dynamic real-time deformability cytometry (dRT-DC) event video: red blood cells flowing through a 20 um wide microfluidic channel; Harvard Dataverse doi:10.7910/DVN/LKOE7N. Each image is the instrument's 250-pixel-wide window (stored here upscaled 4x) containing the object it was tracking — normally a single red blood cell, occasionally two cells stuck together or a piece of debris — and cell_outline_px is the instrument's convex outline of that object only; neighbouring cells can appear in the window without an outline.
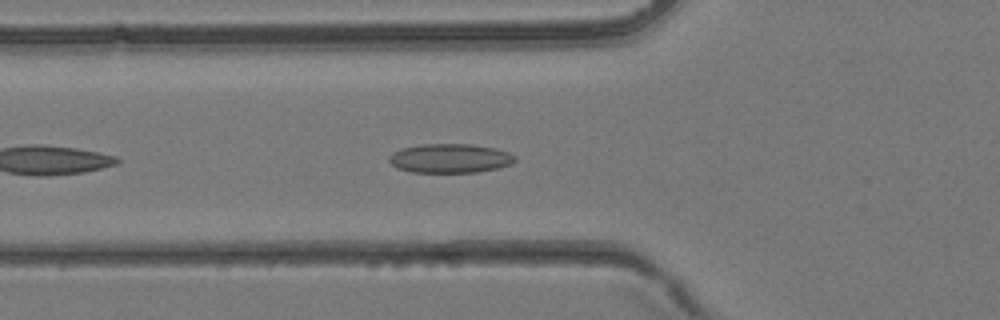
{"species": "common noctule bat (a hibernating species)", "species_latin": "Nyctalus noctula", "temperature_condition": "room temperature", "stored_images_in_passage": 9, "camera_frame_rate_fps": 3000, "um_per_image_px": 0.085, "animal": {"sex": "female", "body_mass_g": 24.6, "forearm_length_mm": 56.2}, "frame": {"image": 1, "passage_image": 4, "time_ms": 1.0, "image_size_px": [1000, 320], "cell_outline_px": [[516, 160], [512, 164], [496, 168], [476, 172], [412, 172], [396, 168], [388, 160], [388, 156], [392, 152], [400, 148], [420, 144], [472, 144], [496, 148], [508, 152], [516, 156]], "centroid_in_image_um": [38.23, 13.45], "position_along_channel_um": 87.6, "area_um2": 21.56}}
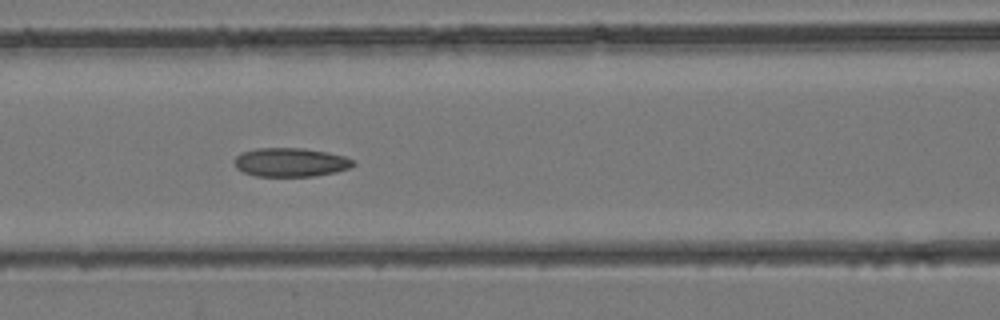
{"frame": {"image": 2, "passage_image": 7, "time_ms": 2.0, "image_size_px": [1000, 320], "cell_outline_px": [[356, 164], [348, 168], [336, 172], [312, 176], [256, 176], [244, 172], [236, 168], [232, 160], [240, 152], [256, 148], [304, 148], [328, 152], [344, 156], [356, 160]], "centroid_in_image_um": [24.69, 13.78], "position_along_channel_um": 141.9, "area_um2": 20.17}}